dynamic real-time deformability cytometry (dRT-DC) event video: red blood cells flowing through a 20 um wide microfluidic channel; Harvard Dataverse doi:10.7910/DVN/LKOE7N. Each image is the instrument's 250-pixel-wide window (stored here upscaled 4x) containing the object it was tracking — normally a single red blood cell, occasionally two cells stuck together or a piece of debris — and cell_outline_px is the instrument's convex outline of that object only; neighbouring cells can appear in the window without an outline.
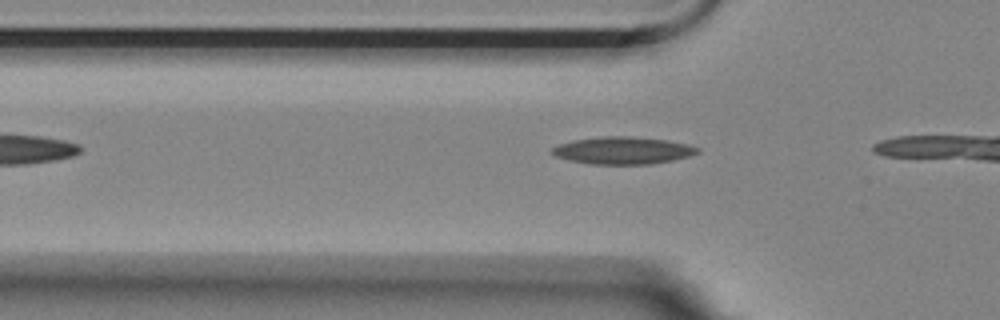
{"species": "Egyptian fruit bat (a non-hibernating species)", "species_latin": "Rousettus aegyptiacus", "temperature_condition": "room temperature", "stored_images_in_passage": 5, "camera_frame_rate_fps": 3000, "um_per_image_px": 0.085, "animal": {"sex": "female"}, "frame": {"image": 1, "passage_image": 3, "time_ms": 0.667, "image_size_px": [1000, 320], "cell_outline_px": [[700, 152], [688, 156], [672, 160], [652, 164], [592, 164], [568, 160], [556, 156], [552, 152], [552, 148], [560, 144], [572, 140], [600, 136], [632, 136], [668, 140], [688, 144], [700, 148]], "centroid_in_image_um": [52.96, 12.78], "position_along_channel_um": 72.8, "area_um2": 23.18}}